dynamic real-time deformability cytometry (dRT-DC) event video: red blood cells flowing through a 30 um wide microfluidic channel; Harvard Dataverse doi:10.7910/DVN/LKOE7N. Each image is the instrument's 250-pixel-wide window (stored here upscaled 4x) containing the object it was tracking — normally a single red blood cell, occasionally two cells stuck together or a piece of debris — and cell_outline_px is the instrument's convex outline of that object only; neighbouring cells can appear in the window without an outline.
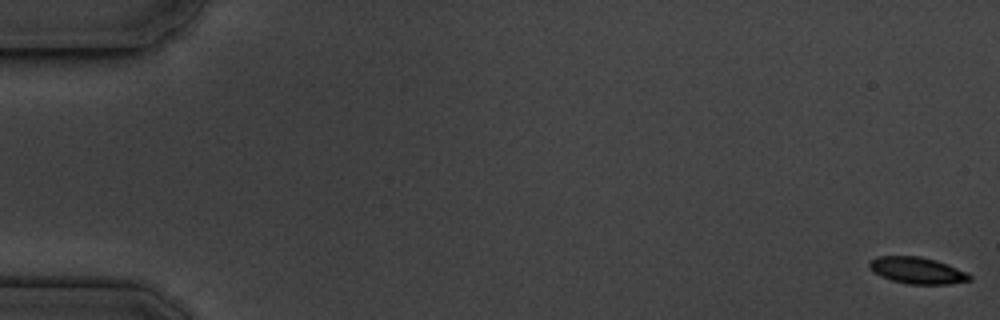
{"species": "common noctule bat (a hibernating species)", "species_latin": "Nyctalus noctula", "temperature_condition": "cold", "stored_images_in_passage": 13, "camera_frame_rate_fps": 3000, "um_per_image_px": 0.085, "animal": {"sex": "male", "body_mass_g": 19.5, "forearm_length_mm": 54.6}, "frame": {"image": 1, "passage_image": 1, "time_ms": 0.0, "image_size_px": [1000, 320], "cell_outline_px": [[972, 280], [948, 284], [908, 284], [892, 280], [880, 276], [872, 272], [868, 268], [868, 260], [876, 256], [920, 256], [936, 260], [948, 264], [968, 272], [972, 276]], "centroid_in_image_um": [77.94, 22.98], "position_along_channel_um": 7.1, "area_um2": 15.84}}